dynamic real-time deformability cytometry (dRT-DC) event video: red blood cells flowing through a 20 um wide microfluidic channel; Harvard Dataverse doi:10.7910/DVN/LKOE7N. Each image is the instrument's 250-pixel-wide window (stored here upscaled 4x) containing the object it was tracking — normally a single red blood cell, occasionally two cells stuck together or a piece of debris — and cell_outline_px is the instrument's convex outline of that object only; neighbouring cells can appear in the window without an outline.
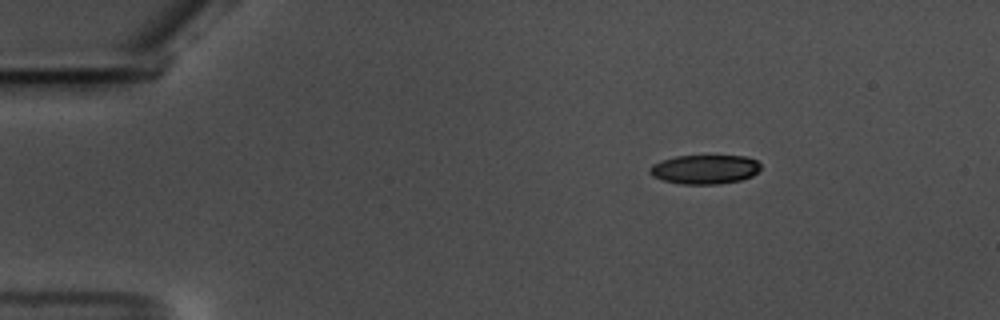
{"species": "common noctule bat (a hibernating species)", "species_latin": "Nyctalus noctula", "temperature_condition": "warm", "stored_images_in_passage": 50, "camera_frame_rate_fps": 3000, "um_per_image_px": 0.085, "animal": {"sex": "male", "body_mass_g": 17.5, "forearm_length_mm": 52.3}, "frame": {"image": 1, "passage_image": 1, "time_ms": 0.0, "image_size_px": [1000, 320], "cell_outline_px": [[760, 168], [752, 176], [740, 180], [716, 184], [680, 184], [664, 180], [652, 176], [648, 172], [648, 168], [652, 164], [660, 160], [676, 156], [744, 156], [756, 160], [760, 164]], "centroid_in_image_um": [59.85, 14.39], "position_along_channel_um": 25.1, "area_um2": 18.84}}
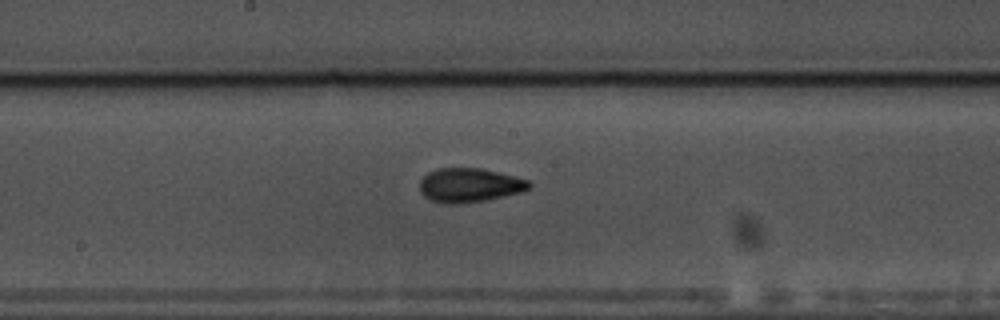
{"frame": {"image": 2, "passage_image": 23, "time_ms": 7.333, "image_size_px": [1000, 320], "cell_outline_px": [[532, 188], [520, 192], [484, 200], [432, 200], [424, 196], [420, 192], [420, 180], [428, 172], [436, 168], [480, 168], [528, 180], [532, 184]], "centroid_in_image_um": [39.93, 15.67], "position_along_channel_um": 208.3, "area_um2": 20.63}}
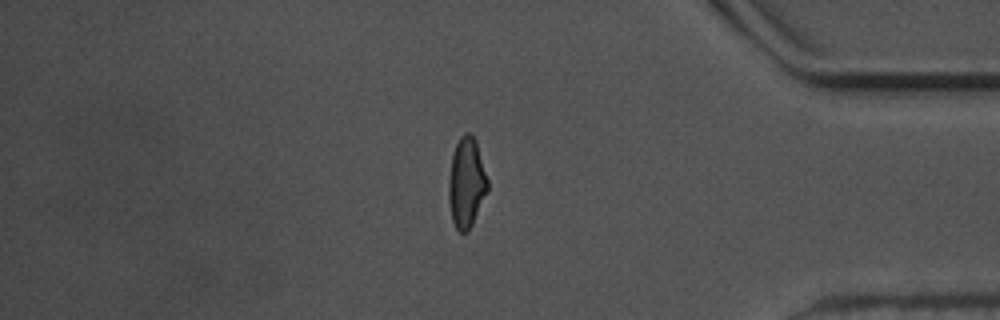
{"frame": {"image": 3, "passage_image": 41, "time_ms": 13.333, "image_size_px": [1000, 320], "cell_outline_px": [[488, 188], [472, 224], [468, 232], [460, 232], [456, 228], [452, 220], [448, 200], [448, 180], [452, 152], [460, 136], [464, 132], [472, 132], [476, 140], [488, 180]], "centroid_in_image_um": [39.63, 15.48], "position_along_channel_um": 395.6, "area_um2": 20.58}, "authors_computed_cell_mechanics": {"area_um2": 20.5768, "velocity_mm_per_s": 3.5589, "shape_relaxation_time_tau1_ms": 4.6649, "shape_relaxation_time_tau2_ms": 1.4628, "deformation_change_tau1": 0.169, "deformation_change_tau2": 0.0723}}